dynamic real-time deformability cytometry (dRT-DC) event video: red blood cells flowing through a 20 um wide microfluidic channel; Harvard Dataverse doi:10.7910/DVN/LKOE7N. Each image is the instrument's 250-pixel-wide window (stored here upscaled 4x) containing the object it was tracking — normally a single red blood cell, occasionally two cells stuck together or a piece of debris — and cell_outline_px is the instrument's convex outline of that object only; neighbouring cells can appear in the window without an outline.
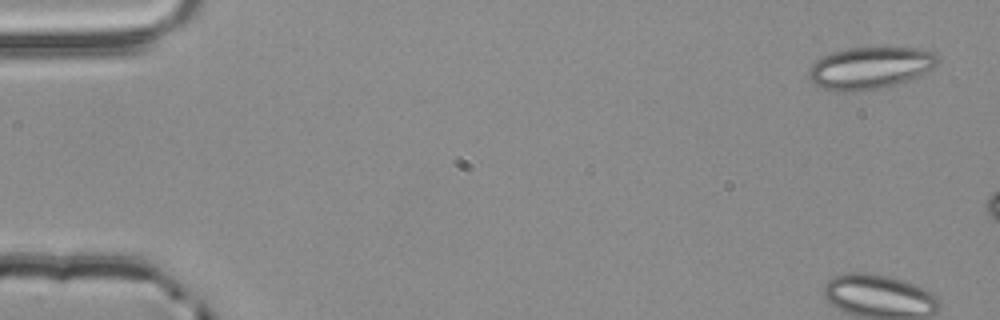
{"species": "common noctule bat (a hibernating species)", "species_latin": "Nyctalus noctula", "temperature_condition": "room temperature", "stored_images_in_passage": 5, "camera_frame_rate_fps": 3000, "um_per_image_px": 0.085, "animal": {"sex": "male", "body_mass_g": 20.4}, "frame": {"image": 1, "passage_image": 1, "time_ms": 0.0, "image_size_px": [1000, 320], "cell_outline_px": [[940, 60], [932, 68], [904, 84], [856, 92], [836, 92], [812, 84], [808, 76], [808, 72], [812, 64], [816, 60], [832, 52], [848, 48], [920, 48], [936, 52], [940, 56]], "centroid_in_image_um": [73.98, 5.79], "position_along_channel_um": 11.0, "area_um2": 32.14}}